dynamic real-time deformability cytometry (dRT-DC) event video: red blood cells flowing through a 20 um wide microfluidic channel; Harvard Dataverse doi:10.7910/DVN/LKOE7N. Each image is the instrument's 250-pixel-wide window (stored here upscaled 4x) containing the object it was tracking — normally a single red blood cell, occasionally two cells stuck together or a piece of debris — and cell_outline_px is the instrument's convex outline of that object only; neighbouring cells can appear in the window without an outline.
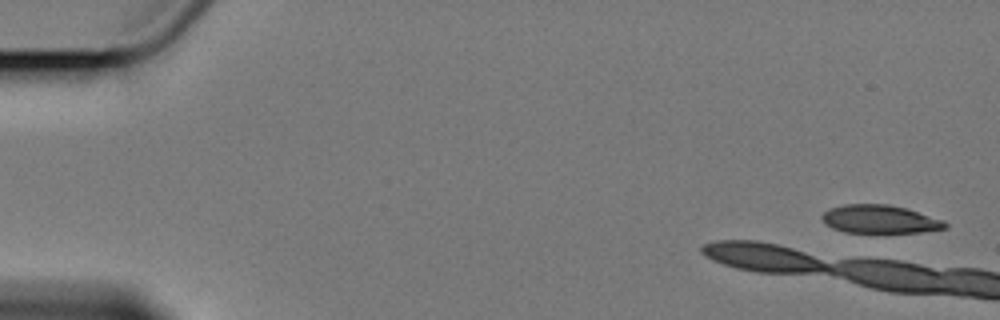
{"species": "Egyptian fruit bat (a non-hibernating species)", "species_latin": "Rousettus aegyptiacus", "temperature_condition": "cold", "stored_images_in_passage": 4, "camera_frame_rate_fps": 3000, "um_per_image_px": 0.085, "animal": {"sex": "female"}, "frame": {"image": 1, "passage_image": 1, "time_ms": 0.0, "image_size_px": [1000, 320], "cell_outline_px": [[948, 228], [920, 232], [844, 232], [832, 228], [824, 224], [820, 216], [824, 212], [832, 208], [844, 204], [888, 204], [904, 208], [944, 220], [948, 224]], "centroid_in_image_um": [74.76, 18.63], "position_along_channel_um": 10.2, "area_um2": 20.17}}